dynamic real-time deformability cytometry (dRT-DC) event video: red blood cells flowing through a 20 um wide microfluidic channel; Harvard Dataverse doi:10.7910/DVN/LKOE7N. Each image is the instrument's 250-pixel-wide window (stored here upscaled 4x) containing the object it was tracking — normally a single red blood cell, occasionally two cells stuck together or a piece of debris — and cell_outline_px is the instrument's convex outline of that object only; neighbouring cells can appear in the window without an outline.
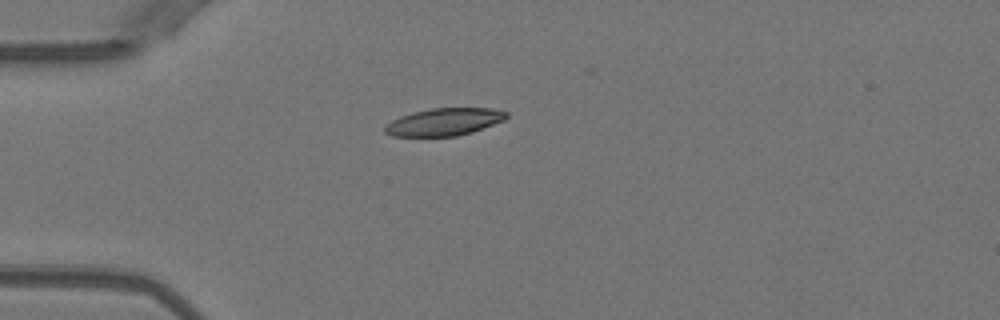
{"species": "Egyptian fruit bat (a non-hibernating species)", "species_latin": "Rousettus aegyptiacus", "temperature_condition": "warm", "stored_images_in_passage": 38, "camera_frame_rate_fps": 3000, "um_per_image_px": 0.085, "animal": {"sex": "female"}, "frame": {"image": 1, "passage_image": 1, "time_ms": 0.0, "image_size_px": [1000, 320], "cell_outline_px": [[508, 116], [504, 120], [472, 132], [456, 136], [392, 136], [384, 132], [384, 128], [392, 120], [400, 116], [412, 112], [432, 108], [492, 108], [508, 112]], "centroid_in_image_um": [37.76, 10.35], "position_along_channel_um": 47.2, "area_um2": 19.36}}
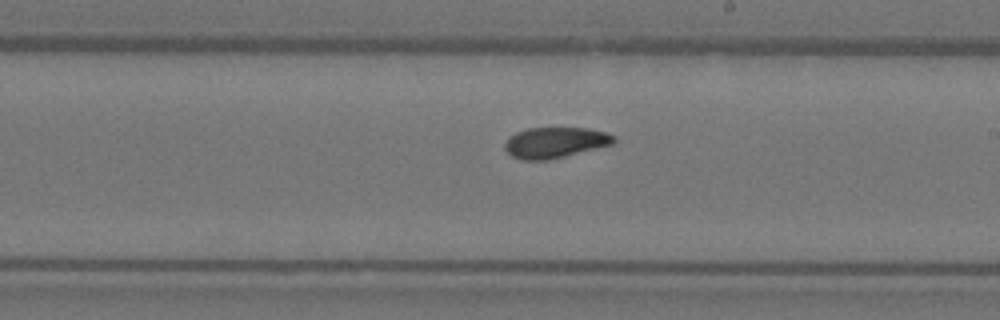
{"frame": {"image": 2, "passage_image": 17, "time_ms": 5.333, "image_size_px": [1000, 320], "cell_outline_px": [[616, 140], [612, 144], [548, 160], [520, 160], [512, 156], [504, 148], [504, 144], [508, 136], [516, 132], [528, 128], [588, 128], [608, 132], [616, 136]], "centroid_in_image_um": [47.17, 12.11], "position_along_channel_um": 241.8, "area_um2": 19.59}}
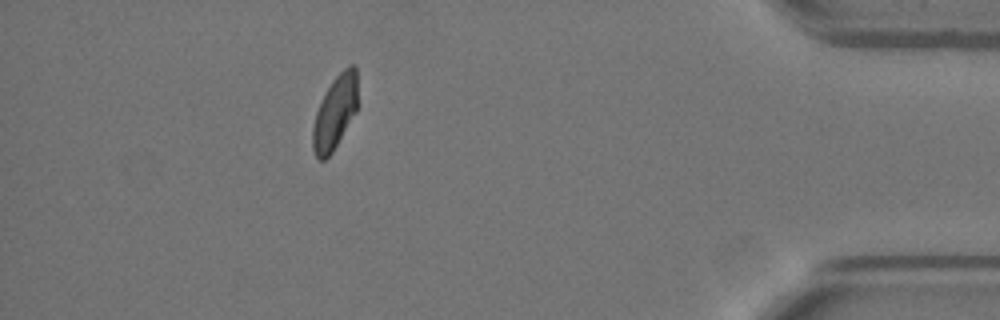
{"frame": {"image": 3, "passage_image": 33, "time_ms": 10.667, "image_size_px": [1000, 320], "cell_outline_px": [[356, 112], [332, 152], [324, 160], [320, 160], [316, 156], [312, 148], [312, 128], [316, 112], [332, 80], [348, 64], [352, 64], [356, 68]], "centroid_in_image_um": [28.46, 9.57], "position_along_channel_um": 406.7, "area_um2": 18.84}, "authors_computed_cell_mechanics": {"area_um2": 19.9121, "velocity_mm_per_s": 3.9792, "shape_relaxation_time_tau1_ms": 7.9225, "shape_relaxation_time_tau2_ms": 2.6925, "deformation_change_tau1": 0.2062, "deformation_change_tau2": 0.076}}